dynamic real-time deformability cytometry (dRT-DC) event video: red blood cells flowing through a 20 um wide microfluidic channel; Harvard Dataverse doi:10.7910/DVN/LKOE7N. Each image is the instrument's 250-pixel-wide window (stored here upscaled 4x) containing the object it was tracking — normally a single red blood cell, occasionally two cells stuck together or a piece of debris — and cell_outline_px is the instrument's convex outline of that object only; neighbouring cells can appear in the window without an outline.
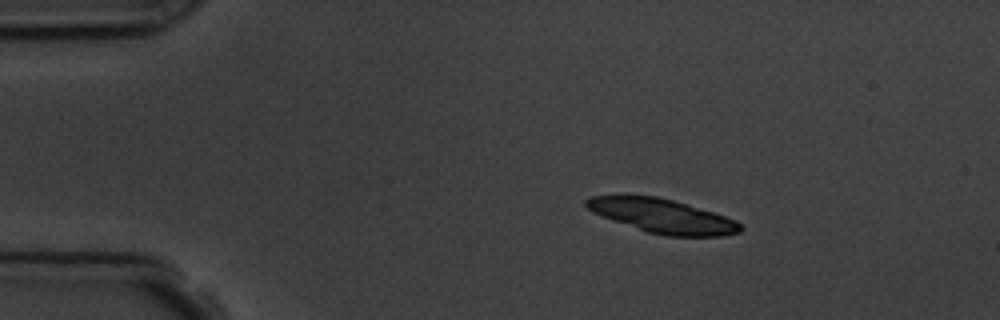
{"species": "common noctule bat (a hibernating species)", "species_latin": "Nyctalus noctula", "temperature_condition": "room temperature", "stored_images_in_passage": 4, "camera_frame_rate_fps": 3000, "um_per_image_px": 0.085, "animal": {"sex": "male", "body_mass_g": 19.5, "forearm_length_mm": 54.6}, "frame": {"image": 1, "passage_image": 2, "time_ms": 2.0, "image_size_px": [1000, 320], "cell_outline_px": [[744, 228], [740, 232], [724, 236], [664, 236], [648, 232], [600, 216], [592, 212], [584, 204], [584, 200], [592, 196], [656, 196], [672, 200], [712, 212], [736, 220]], "centroid_in_image_um": [56.31, 18.37], "position_along_channel_um": 28.7, "area_um2": 30.23}}